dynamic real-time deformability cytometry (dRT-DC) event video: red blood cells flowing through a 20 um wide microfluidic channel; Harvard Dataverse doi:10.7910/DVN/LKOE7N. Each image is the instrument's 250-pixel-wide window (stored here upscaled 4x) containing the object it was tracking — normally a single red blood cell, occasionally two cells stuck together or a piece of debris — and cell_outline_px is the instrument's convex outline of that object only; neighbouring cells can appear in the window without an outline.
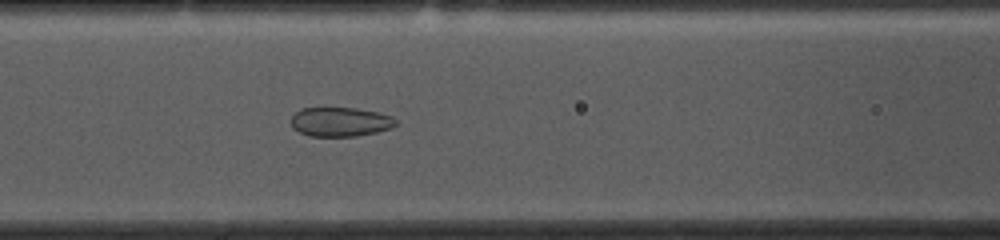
{"species": "common noctule bat (a hibernating species)", "species_latin": "Nyctalus noctula", "temperature_condition": "cold", "stored_images_in_passage": 47, "camera_frame_rate_fps": 3000, "um_per_image_px": 0.085, "animal": {"sex": "female", "body_mass_g": 10.0, "forearm_length_mm": 53.1}, "frame": {"image": 1, "passage_image": 14, "time_ms": 4.333, "image_size_px": [1000, 240], "cell_outline_px": [[396, 124], [392, 128], [376, 132], [356, 136], [312, 136], [300, 132], [292, 128], [292, 116], [300, 108], [356, 108], [380, 112], [392, 116], [396, 120]], "centroid_in_image_um": [28.95, 10.35], "position_along_channel_um": 137.7, "area_um2": 17.86}}
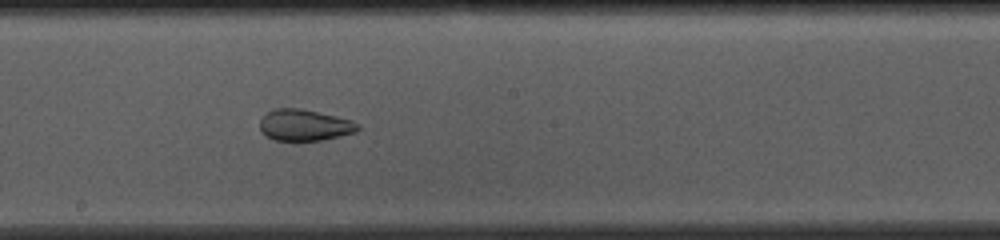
{"frame": {"image": 2, "passage_image": 21, "time_ms": 6.667, "image_size_px": [1000, 240], "cell_outline_px": [[360, 128], [356, 132], [324, 140], [272, 140], [260, 132], [260, 120], [268, 112], [276, 108], [300, 108], [336, 116], [352, 120], [360, 124]], "centroid_in_image_um": [25.89, 10.64], "position_along_channel_um": 222.3, "area_um2": 17.98}}
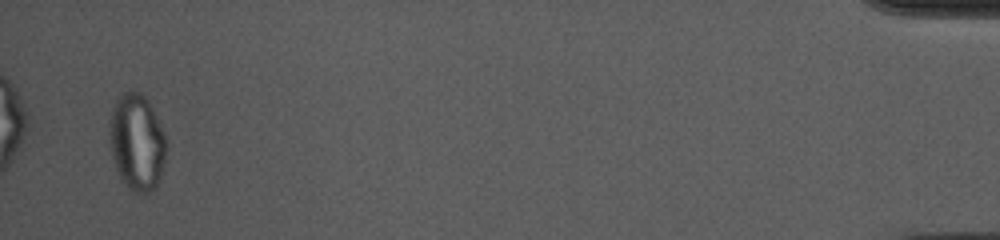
{"frame": {"image": 3, "passage_image": 45, "time_ms": 14.667, "image_size_px": [1000, 240], "cell_outline_px": [[164, 160], [160, 176], [156, 188], [140, 196], [132, 192], [120, 180], [112, 156], [108, 132], [112, 112], [116, 100], [124, 92], [140, 92], [148, 100], [164, 132]], "centroid_in_image_um": [11.61, 12.14], "position_along_channel_um": 423.6, "area_um2": 31.79}, "authors_computed_cell_mechanics": {"area_um2": 22.0796, "velocity_mm_per_s": 3.6378, "shape_relaxation_time_tau1_ms": null, "shape_relaxation_time_tau2_ms": 1.3836, "deformation_change_tau1": null, "deformation_change_tau2": 0.0552}}